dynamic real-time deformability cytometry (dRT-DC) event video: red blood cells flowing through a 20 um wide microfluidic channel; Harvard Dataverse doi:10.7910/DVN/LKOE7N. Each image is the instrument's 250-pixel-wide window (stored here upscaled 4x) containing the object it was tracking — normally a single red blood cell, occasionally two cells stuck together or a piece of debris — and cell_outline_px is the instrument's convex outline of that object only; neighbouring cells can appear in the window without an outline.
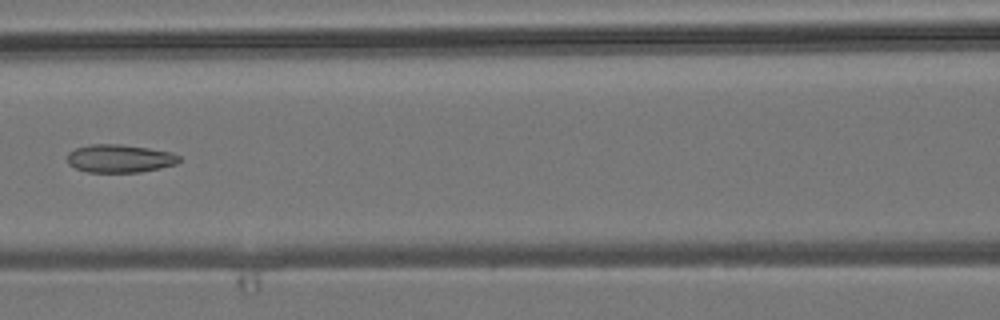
{"species": "common noctule bat (a hibernating species)", "species_latin": "Nyctalus noctula", "temperature_condition": "room temperature", "stored_images_in_passage": 7, "camera_frame_rate_fps": 3000, "um_per_image_px": 0.085, "animal": {"sex": "male", "body_mass_g": 19.2, "forearm_length_mm": 51.8}, "frame": {"image": 1, "passage_image": 7, "time_ms": 7.0, "image_size_px": [1000, 320], "cell_outline_px": [[180, 160], [176, 164], [160, 168], [140, 172], [88, 172], [76, 168], [68, 164], [68, 152], [76, 148], [88, 144], [120, 144], [148, 148], [172, 152], [180, 156]], "centroid_in_image_um": [10.18, 13.47], "position_along_channel_um": 156.4, "area_um2": 18.32}}